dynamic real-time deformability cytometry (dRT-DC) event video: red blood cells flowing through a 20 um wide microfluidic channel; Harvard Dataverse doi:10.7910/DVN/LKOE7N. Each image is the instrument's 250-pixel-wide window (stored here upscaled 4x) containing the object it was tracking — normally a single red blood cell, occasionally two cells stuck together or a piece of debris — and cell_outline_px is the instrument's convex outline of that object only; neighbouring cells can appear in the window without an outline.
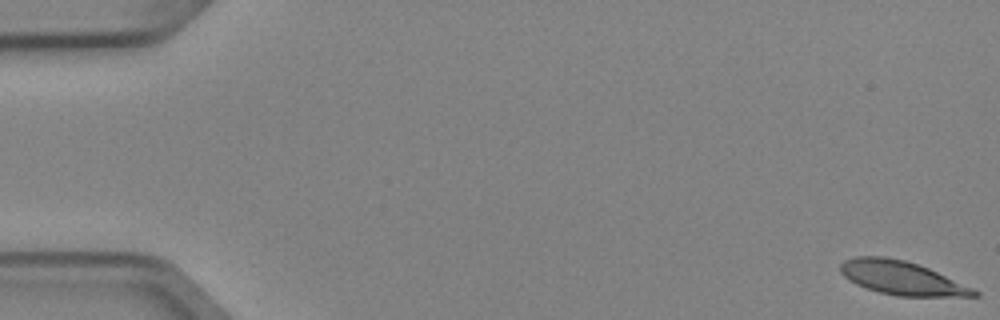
{"species": "Egyptian fruit bat (a non-hibernating species)", "species_latin": "Rousettus aegyptiacus", "temperature_condition": "cold", "stored_images_in_passage": 6, "camera_frame_rate_fps": 3000, "um_per_image_px": 0.085, "animal": {"sex": "female"}, "frame": {"image": 1, "passage_image": 1, "time_ms": 0.0, "image_size_px": [1000, 320], "cell_outline_px": [[980, 296], [900, 296], [880, 292], [856, 284], [844, 276], [840, 272], [840, 264], [844, 260], [856, 256], [884, 256], [904, 260], [928, 268], [972, 288], [980, 292]], "centroid_in_image_um": [76.62, 23.62], "position_along_channel_um": 8.4, "area_um2": 25.78}}
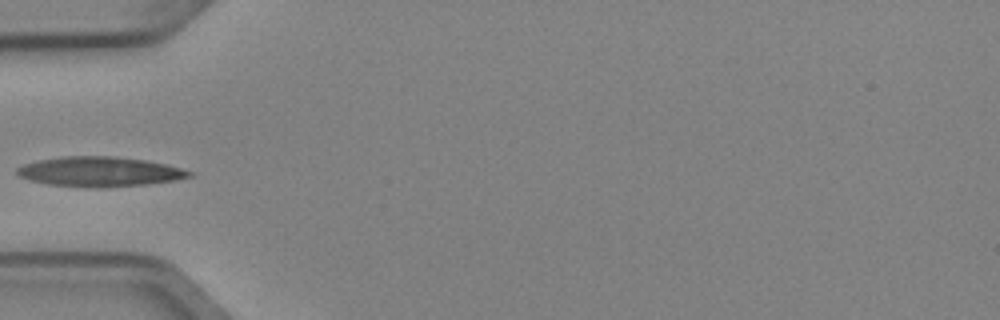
{"frame": {"image": 2, "passage_image": 5, "time_ms": 1.333, "image_size_px": [1000, 320], "cell_outline_px": [[196, 172], [192, 176], [176, 180], [144, 184], [104, 188], [96, 188], [48, 184], [28, 180], [20, 176], [16, 172], [16, 168], [24, 164], [36, 160], [60, 156], [112, 156], [144, 160], [164, 164]], "centroid_in_image_um": [8.44, 14.59], "position_along_channel_um": 76.6, "area_um2": 30.0}}
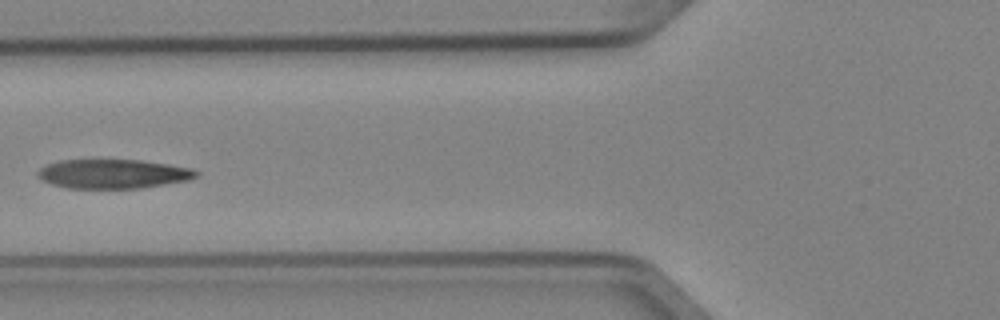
{"frame": {"image": 3, "passage_image": 6, "time_ms": 1.667, "image_size_px": [1000, 320], "cell_outline_px": [[200, 176], [188, 180], [140, 188], [68, 188], [52, 184], [40, 180], [36, 176], [36, 172], [40, 168], [48, 164], [60, 160], [140, 160], [168, 164], [192, 168], [200, 172]], "centroid_in_image_um": [9.61, 14.78], "position_along_channel_um": 116.2, "area_um2": 27.05}}